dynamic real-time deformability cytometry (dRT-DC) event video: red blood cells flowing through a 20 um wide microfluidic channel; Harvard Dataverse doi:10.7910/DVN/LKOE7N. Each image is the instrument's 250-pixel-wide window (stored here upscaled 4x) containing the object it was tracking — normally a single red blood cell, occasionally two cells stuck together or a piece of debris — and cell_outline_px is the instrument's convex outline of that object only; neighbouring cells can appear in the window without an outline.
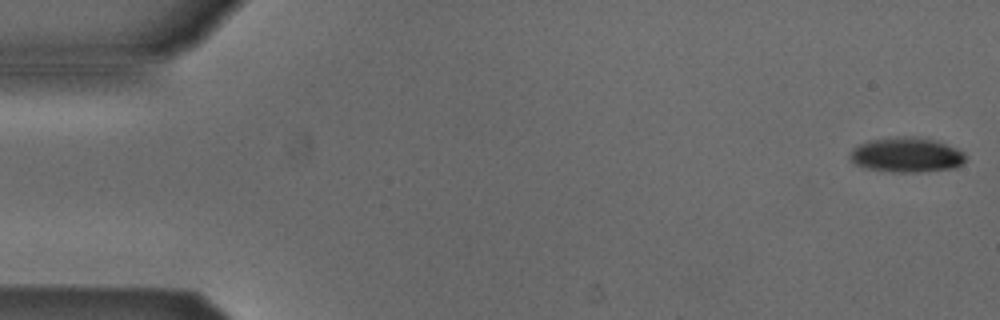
{"species": "Egyptian fruit bat (a non-hibernating species)", "species_latin": "Rousettus aegyptiacus", "temperature_condition": "cold", "stored_images_in_passage": 50, "camera_frame_rate_fps": 3000, "um_per_image_px": 0.085, "animal": {"sex": "male"}, "frame": {"image": 1, "passage_image": 1, "time_ms": 0.0, "image_size_px": [1000, 320], "cell_outline_px": [[968, 160], [964, 164], [956, 168], [920, 172], [892, 172], [864, 168], [856, 164], [848, 156], [852, 148], [860, 144], [872, 140], [904, 136], [912, 136], [936, 140], [956, 148], [964, 152], [968, 156]], "centroid_in_image_um": [77.12, 13.18], "position_along_channel_um": 7.9, "area_um2": 23.76}}
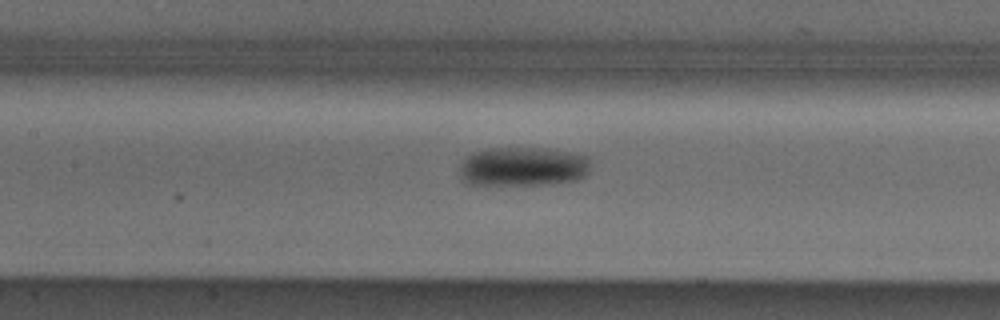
{"frame": {"image": 2, "passage_image": 24, "time_ms": 7.667, "image_size_px": [1000, 320], "cell_outline_px": [[588, 172], [584, 176], [576, 180], [552, 184], [468, 184], [460, 180], [460, 164], [472, 152], [492, 148], [544, 148], [568, 152], [588, 156]], "centroid_in_image_um": [44.42, 14.16], "position_along_channel_um": 163.0, "area_um2": 29.82}}
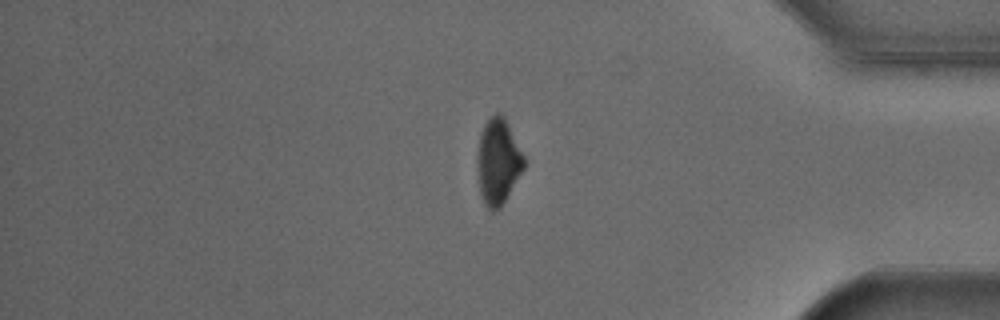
{"frame": {"image": 3, "passage_image": 44, "time_ms": 14.333, "image_size_px": [1000, 320], "cell_outline_px": [[524, 168], [500, 208], [492, 212], [484, 204], [480, 192], [476, 168], [476, 156], [480, 132], [484, 124], [496, 112], [500, 112], [504, 116], [524, 156]], "centroid_in_image_um": [42.3, 13.73], "position_along_channel_um": 392.9, "area_um2": 23.41}, "authors_computed_cell_mechanics": {"area_um2": 25.8944, "velocity_mm_per_s": 3.8641, "shape_relaxation_time_tau1_ms": 3.5071, "shape_relaxation_time_tau2_ms": null, "deformation_change_tau1": 0.1193, "deformation_change_tau2": null}}